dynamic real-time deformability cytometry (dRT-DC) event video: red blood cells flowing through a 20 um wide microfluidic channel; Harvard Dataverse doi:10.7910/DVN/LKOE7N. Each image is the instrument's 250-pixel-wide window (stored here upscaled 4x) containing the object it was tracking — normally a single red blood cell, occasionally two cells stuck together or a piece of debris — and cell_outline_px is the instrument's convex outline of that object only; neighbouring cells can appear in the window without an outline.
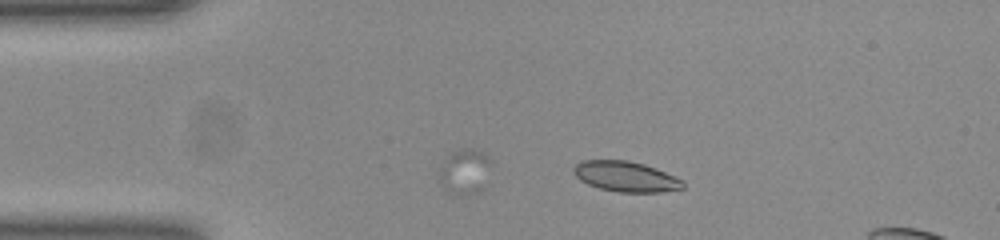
{"species": "common noctule bat (a hibernating species)", "species_latin": "Nyctalus noctula", "temperature_condition": "room temperature", "stored_images_in_passage": 5, "camera_frame_rate_fps": 3000, "um_per_image_px": 0.085, "animal": {"sex": "female", "body_mass_g": 23.0, "forearm_length_mm": 53.4}, "frame": {"image": 1, "passage_image": 5, "time_ms": 1.333, "image_size_px": [1000, 240], "cell_outline_px": [[684, 188], [660, 192], [620, 192], [600, 188], [588, 184], [580, 180], [572, 172], [572, 168], [576, 164], [584, 160], [628, 160], [644, 164], [656, 168], [684, 180]], "centroid_in_image_um": [53.19, 15.0], "position_along_channel_um": 31.8, "area_um2": 19.36}}